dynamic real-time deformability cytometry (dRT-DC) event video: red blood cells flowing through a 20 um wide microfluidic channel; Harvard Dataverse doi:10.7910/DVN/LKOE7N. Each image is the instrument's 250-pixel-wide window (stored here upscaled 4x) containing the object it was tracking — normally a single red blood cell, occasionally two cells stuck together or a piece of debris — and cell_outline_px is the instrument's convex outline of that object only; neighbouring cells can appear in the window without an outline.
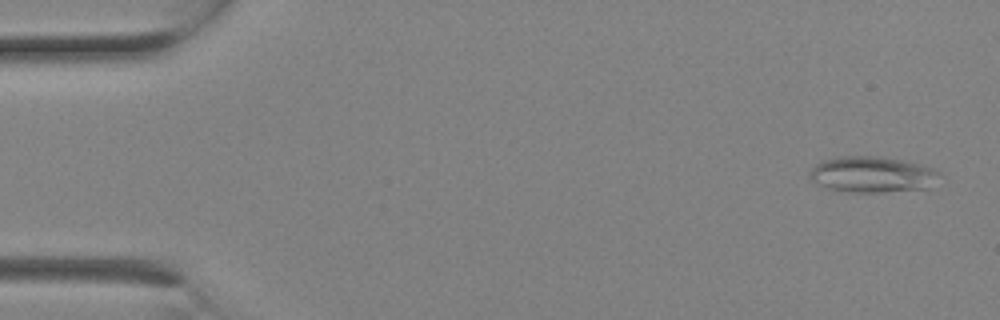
{"species": "Egyptian fruit bat (a non-hibernating species)", "species_latin": "Rousettus aegyptiacus", "temperature_condition": "room temperature", "stored_images_in_passage": 3, "segment_of_instrument_passage": [2, 2], "camera_frame_rate_fps": 3000, "um_per_image_px": 0.085, "animal": {"sex": "female"}, "frame": {"image": 1, "passage_image": 3, "time_ms": 0.667, "image_size_px": [1000, 320], "cell_outline_px": [[940, 172], [928, 188], [880, 192], [848, 192], [828, 188], [816, 184], [812, 180], [812, 168], [820, 160], [836, 156], [880, 156], [920, 164], [932, 168]], "centroid_in_image_um": [74.09, 14.82], "position_along_channel_um": 10.9, "area_um2": 26.93}}